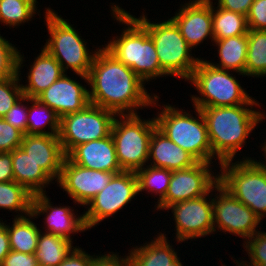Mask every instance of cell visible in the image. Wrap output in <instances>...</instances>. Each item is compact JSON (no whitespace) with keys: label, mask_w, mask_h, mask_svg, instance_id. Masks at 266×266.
I'll list each match as a JSON object with an SVG mask.
<instances>
[{"label":"cell","mask_w":266,"mask_h":266,"mask_svg":"<svg viewBox=\"0 0 266 266\" xmlns=\"http://www.w3.org/2000/svg\"><path fill=\"white\" fill-rule=\"evenodd\" d=\"M18 48L0 34V81L18 74Z\"/></svg>","instance_id":"cell-36"},{"label":"cell","mask_w":266,"mask_h":266,"mask_svg":"<svg viewBox=\"0 0 266 266\" xmlns=\"http://www.w3.org/2000/svg\"><path fill=\"white\" fill-rule=\"evenodd\" d=\"M24 133L0 118V152H11L20 147Z\"/></svg>","instance_id":"cell-38"},{"label":"cell","mask_w":266,"mask_h":266,"mask_svg":"<svg viewBox=\"0 0 266 266\" xmlns=\"http://www.w3.org/2000/svg\"><path fill=\"white\" fill-rule=\"evenodd\" d=\"M197 162L191 154L172 142L157 127L154 129L150 140L147 165L173 171L189 168Z\"/></svg>","instance_id":"cell-21"},{"label":"cell","mask_w":266,"mask_h":266,"mask_svg":"<svg viewBox=\"0 0 266 266\" xmlns=\"http://www.w3.org/2000/svg\"><path fill=\"white\" fill-rule=\"evenodd\" d=\"M14 181L12 151L0 152V182Z\"/></svg>","instance_id":"cell-44"},{"label":"cell","mask_w":266,"mask_h":266,"mask_svg":"<svg viewBox=\"0 0 266 266\" xmlns=\"http://www.w3.org/2000/svg\"><path fill=\"white\" fill-rule=\"evenodd\" d=\"M45 11L43 22L48 29L49 38L42 47L58 61L64 73L70 69L74 73L72 75H78L88 84L92 61L102 45L95 47L94 51L88 49L87 41L74 28V24L58 15L51 7H45Z\"/></svg>","instance_id":"cell-5"},{"label":"cell","mask_w":266,"mask_h":266,"mask_svg":"<svg viewBox=\"0 0 266 266\" xmlns=\"http://www.w3.org/2000/svg\"><path fill=\"white\" fill-rule=\"evenodd\" d=\"M260 266H266V259H264V263H262Z\"/></svg>","instance_id":"cell-49"},{"label":"cell","mask_w":266,"mask_h":266,"mask_svg":"<svg viewBox=\"0 0 266 266\" xmlns=\"http://www.w3.org/2000/svg\"><path fill=\"white\" fill-rule=\"evenodd\" d=\"M29 104L26 134L58 135L60 117L57 113L36 98H31Z\"/></svg>","instance_id":"cell-28"},{"label":"cell","mask_w":266,"mask_h":266,"mask_svg":"<svg viewBox=\"0 0 266 266\" xmlns=\"http://www.w3.org/2000/svg\"><path fill=\"white\" fill-rule=\"evenodd\" d=\"M14 181L24 186L31 194H44L46 188L54 181L21 148L12 151Z\"/></svg>","instance_id":"cell-24"},{"label":"cell","mask_w":266,"mask_h":266,"mask_svg":"<svg viewBox=\"0 0 266 266\" xmlns=\"http://www.w3.org/2000/svg\"><path fill=\"white\" fill-rule=\"evenodd\" d=\"M212 0V28L214 40L245 35L249 28L247 17L233 11L215 6Z\"/></svg>","instance_id":"cell-29"},{"label":"cell","mask_w":266,"mask_h":266,"mask_svg":"<svg viewBox=\"0 0 266 266\" xmlns=\"http://www.w3.org/2000/svg\"><path fill=\"white\" fill-rule=\"evenodd\" d=\"M19 50L18 53V74L6 80L0 81V118H3L6 113L12 108L17 100L23 95L21 80L23 75L21 72L25 61V55Z\"/></svg>","instance_id":"cell-34"},{"label":"cell","mask_w":266,"mask_h":266,"mask_svg":"<svg viewBox=\"0 0 266 266\" xmlns=\"http://www.w3.org/2000/svg\"><path fill=\"white\" fill-rule=\"evenodd\" d=\"M180 260H181V258L178 257L174 262H172V263L170 264V266H184V262H181ZM182 263H183V264H182Z\"/></svg>","instance_id":"cell-47"},{"label":"cell","mask_w":266,"mask_h":266,"mask_svg":"<svg viewBox=\"0 0 266 266\" xmlns=\"http://www.w3.org/2000/svg\"><path fill=\"white\" fill-rule=\"evenodd\" d=\"M73 248V241L41 230L34 255L38 266H58Z\"/></svg>","instance_id":"cell-27"},{"label":"cell","mask_w":266,"mask_h":266,"mask_svg":"<svg viewBox=\"0 0 266 266\" xmlns=\"http://www.w3.org/2000/svg\"><path fill=\"white\" fill-rule=\"evenodd\" d=\"M265 140H266V138H265ZM265 140H264V143L262 141V143L260 144L261 146H258V147H260L261 152L263 151L262 156L264 157V158H262L263 160L258 159V161L266 168V141Z\"/></svg>","instance_id":"cell-46"},{"label":"cell","mask_w":266,"mask_h":266,"mask_svg":"<svg viewBox=\"0 0 266 266\" xmlns=\"http://www.w3.org/2000/svg\"><path fill=\"white\" fill-rule=\"evenodd\" d=\"M138 195V180L135 172L122 171L115 174L109 184L84 207L87 208V211L84 209L82 212L86 229L89 231L104 219L115 216Z\"/></svg>","instance_id":"cell-11"},{"label":"cell","mask_w":266,"mask_h":266,"mask_svg":"<svg viewBox=\"0 0 266 266\" xmlns=\"http://www.w3.org/2000/svg\"><path fill=\"white\" fill-rule=\"evenodd\" d=\"M219 8L247 16L254 0H215Z\"/></svg>","instance_id":"cell-43"},{"label":"cell","mask_w":266,"mask_h":266,"mask_svg":"<svg viewBox=\"0 0 266 266\" xmlns=\"http://www.w3.org/2000/svg\"><path fill=\"white\" fill-rule=\"evenodd\" d=\"M159 99V95H156L151 105L157 110L158 106L160 109L163 107L154 115L157 128L198 162L218 163L214 166L216 168L220 166L221 162L212 153L207 123L200 108L193 106V116L190 111L179 109L176 105L167 103L161 106Z\"/></svg>","instance_id":"cell-4"},{"label":"cell","mask_w":266,"mask_h":266,"mask_svg":"<svg viewBox=\"0 0 266 266\" xmlns=\"http://www.w3.org/2000/svg\"><path fill=\"white\" fill-rule=\"evenodd\" d=\"M64 73L57 81L40 93L36 99L49 106L61 118L66 114L83 110L89 102L88 85L76 81Z\"/></svg>","instance_id":"cell-18"},{"label":"cell","mask_w":266,"mask_h":266,"mask_svg":"<svg viewBox=\"0 0 266 266\" xmlns=\"http://www.w3.org/2000/svg\"><path fill=\"white\" fill-rule=\"evenodd\" d=\"M30 101V97L22 95L3 117L7 123L24 134H26L27 130L28 104Z\"/></svg>","instance_id":"cell-37"},{"label":"cell","mask_w":266,"mask_h":266,"mask_svg":"<svg viewBox=\"0 0 266 266\" xmlns=\"http://www.w3.org/2000/svg\"><path fill=\"white\" fill-rule=\"evenodd\" d=\"M248 48L245 77H266V30H252L248 33Z\"/></svg>","instance_id":"cell-32"},{"label":"cell","mask_w":266,"mask_h":266,"mask_svg":"<svg viewBox=\"0 0 266 266\" xmlns=\"http://www.w3.org/2000/svg\"><path fill=\"white\" fill-rule=\"evenodd\" d=\"M243 247L248 254L249 260L238 258L235 261L241 266H260L266 259V232L257 231L251 238L242 243Z\"/></svg>","instance_id":"cell-35"},{"label":"cell","mask_w":266,"mask_h":266,"mask_svg":"<svg viewBox=\"0 0 266 266\" xmlns=\"http://www.w3.org/2000/svg\"><path fill=\"white\" fill-rule=\"evenodd\" d=\"M233 263H235L236 266H241V265H239L235 260L233 261ZM220 265H221V266H227V265H225V264H223V263H221Z\"/></svg>","instance_id":"cell-48"},{"label":"cell","mask_w":266,"mask_h":266,"mask_svg":"<svg viewBox=\"0 0 266 266\" xmlns=\"http://www.w3.org/2000/svg\"><path fill=\"white\" fill-rule=\"evenodd\" d=\"M88 85L89 102L117 115L140 114L139 109H151L157 95L148 93L146 83L103 46L92 61Z\"/></svg>","instance_id":"cell-1"},{"label":"cell","mask_w":266,"mask_h":266,"mask_svg":"<svg viewBox=\"0 0 266 266\" xmlns=\"http://www.w3.org/2000/svg\"><path fill=\"white\" fill-rule=\"evenodd\" d=\"M20 147L55 183L59 180L66 155L58 135L24 134Z\"/></svg>","instance_id":"cell-19"},{"label":"cell","mask_w":266,"mask_h":266,"mask_svg":"<svg viewBox=\"0 0 266 266\" xmlns=\"http://www.w3.org/2000/svg\"><path fill=\"white\" fill-rule=\"evenodd\" d=\"M233 74L234 71L230 73L229 70L216 68L202 57L187 81L199 95H190L192 106L205 108L259 104Z\"/></svg>","instance_id":"cell-6"},{"label":"cell","mask_w":266,"mask_h":266,"mask_svg":"<svg viewBox=\"0 0 266 266\" xmlns=\"http://www.w3.org/2000/svg\"><path fill=\"white\" fill-rule=\"evenodd\" d=\"M145 14L142 12L141 16L135 18L147 29L154 42L162 68V77L171 76L188 81L202 57L192 54L193 49L187 44L179 27L171 18L156 23L150 21L151 19Z\"/></svg>","instance_id":"cell-7"},{"label":"cell","mask_w":266,"mask_h":266,"mask_svg":"<svg viewBox=\"0 0 266 266\" xmlns=\"http://www.w3.org/2000/svg\"><path fill=\"white\" fill-rule=\"evenodd\" d=\"M141 116L117 115L112 125L111 136L123 171L136 172L148 163L151 135L157 124L155 117L143 119Z\"/></svg>","instance_id":"cell-9"},{"label":"cell","mask_w":266,"mask_h":266,"mask_svg":"<svg viewBox=\"0 0 266 266\" xmlns=\"http://www.w3.org/2000/svg\"><path fill=\"white\" fill-rule=\"evenodd\" d=\"M114 175L112 172L84 168L66 156L56 184L73 200L74 206L83 208L109 184Z\"/></svg>","instance_id":"cell-15"},{"label":"cell","mask_w":266,"mask_h":266,"mask_svg":"<svg viewBox=\"0 0 266 266\" xmlns=\"http://www.w3.org/2000/svg\"><path fill=\"white\" fill-rule=\"evenodd\" d=\"M33 194L15 181L0 182V210L14 211V218L31 214ZM18 214V215H17Z\"/></svg>","instance_id":"cell-30"},{"label":"cell","mask_w":266,"mask_h":266,"mask_svg":"<svg viewBox=\"0 0 266 266\" xmlns=\"http://www.w3.org/2000/svg\"><path fill=\"white\" fill-rule=\"evenodd\" d=\"M213 164L197 162L189 168L173 170L166 195L155 209L165 211L174 203L206 195L219 182V173Z\"/></svg>","instance_id":"cell-14"},{"label":"cell","mask_w":266,"mask_h":266,"mask_svg":"<svg viewBox=\"0 0 266 266\" xmlns=\"http://www.w3.org/2000/svg\"><path fill=\"white\" fill-rule=\"evenodd\" d=\"M33 59L35 60L32 65L29 64V71L26 73L27 80L24 84L21 81L23 95L30 98H36L64 74L58 61L43 47Z\"/></svg>","instance_id":"cell-22"},{"label":"cell","mask_w":266,"mask_h":266,"mask_svg":"<svg viewBox=\"0 0 266 266\" xmlns=\"http://www.w3.org/2000/svg\"><path fill=\"white\" fill-rule=\"evenodd\" d=\"M260 104L200 108L207 123L213 155L222 163L236 159L257 125L266 119ZM255 107V108H254Z\"/></svg>","instance_id":"cell-2"},{"label":"cell","mask_w":266,"mask_h":266,"mask_svg":"<svg viewBox=\"0 0 266 266\" xmlns=\"http://www.w3.org/2000/svg\"><path fill=\"white\" fill-rule=\"evenodd\" d=\"M213 192L214 234L220 231L224 235L229 233L241 237L244 243L262 229L259 217L219 182L213 187Z\"/></svg>","instance_id":"cell-12"},{"label":"cell","mask_w":266,"mask_h":266,"mask_svg":"<svg viewBox=\"0 0 266 266\" xmlns=\"http://www.w3.org/2000/svg\"><path fill=\"white\" fill-rule=\"evenodd\" d=\"M11 251L9 237L7 233V228L5 223L0 220V265L2 264L4 258Z\"/></svg>","instance_id":"cell-45"},{"label":"cell","mask_w":266,"mask_h":266,"mask_svg":"<svg viewBox=\"0 0 266 266\" xmlns=\"http://www.w3.org/2000/svg\"><path fill=\"white\" fill-rule=\"evenodd\" d=\"M37 3V0H0V23L17 29L23 23H30L36 14L41 18Z\"/></svg>","instance_id":"cell-31"},{"label":"cell","mask_w":266,"mask_h":266,"mask_svg":"<svg viewBox=\"0 0 266 266\" xmlns=\"http://www.w3.org/2000/svg\"><path fill=\"white\" fill-rule=\"evenodd\" d=\"M183 4H180L179 11L171 19L179 27L187 44L195 51L205 40L214 41L212 0H190Z\"/></svg>","instance_id":"cell-17"},{"label":"cell","mask_w":266,"mask_h":266,"mask_svg":"<svg viewBox=\"0 0 266 266\" xmlns=\"http://www.w3.org/2000/svg\"><path fill=\"white\" fill-rule=\"evenodd\" d=\"M213 46L217 48V60L219 62H208L219 69L234 71L245 77V65L248 48V35L232 36L225 39L214 40Z\"/></svg>","instance_id":"cell-25"},{"label":"cell","mask_w":266,"mask_h":266,"mask_svg":"<svg viewBox=\"0 0 266 266\" xmlns=\"http://www.w3.org/2000/svg\"><path fill=\"white\" fill-rule=\"evenodd\" d=\"M34 219L31 214L21 218H13L12 225L6 220H2L7 228L11 250L25 254L35 253L41 229L37 226L40 224H36Z\"/></svg>","instance_id":"cell-26"},{"label":"cell","mask_w":266,"mask_h":266,"mask_svg":"<svg viewBox=\"0 0 266 266\" xmlns=\"http://www.w3.org/2000/svg\"><path fill=\"white\" fill-rule=\"evenodd\" d=\"M212 195L213 188L206 195L174 203L165 209L173 214L170 219L175 223L173 231L177 244L214 234Z\"/></svg>","instance_id":"cell-13"},{"label":"cell","mask_w":266,"mask_h":266,"mask_svg":"<svg viewBox=\"0 0 266 266\" xmlns=\"http://www.w3.org/2000/svg\"><path fill=\"white\" fill-rule=\"evenodd\" d=\"M73 163L87 169L121 173L111 134L105 138L79 144L66 155Z\"/></svg>","instance_id":"cell-20"},{"label":"cell","mask_w":266,"mask_h":266,"mask_svg":"<svg viewBox=\"0 0 266 266\" xmlns=\"http://www.w3.org/2000/svg\"><path fill=\"white\" fill-rule=\"evenodd\" d=\"M135 173L138 180V194L143 195L142 192L145 191L144 193L147 192V195L151 192V195L154 194L153 197L159 196L158 199H155L157 202L154 206H156L166 195L172 170L146 165Z\"/></svg>","instance_id":"cell-33"},{"label":"cell","mask_w":266,"mask_h":266,"mask_svg":"<svg viewBox=\"0 0 266 266\" xmlns=\"http://www.w3.org/2000/svg\"><path fill=\"white\" fill-rule=\"evenodd\" d=\"M109 7H111L112 20L125 26L119 36H112V39L102 46L117 60L131 68L146 84L162 78V68L156 48L147 29L135 18V15L119 4L114 2Z\"/></svg>","instance_id":"cell-3"},{"label":"cell","mask_w":266,"mask_h":266,"mask_svg":"<svg viewBox=\"0 0 266 266\" xmlns=\"http://www.w3.org/2000/svg\"><path fill=\"white\" fill-rule=\"evenodd\" d=\"M167 234L160 231L149 242L139 244L128 250L132 266H170L180 254L173 248ZM179 255V256H178Z\"/></svg>","instance_id":"cell-23"},{"label":"cell","mask_w":266,"mask_h":266,"mask_svg":"<svg viewBox=\"0 0 266 266\" xmlns=\"http://www.w3.org/2000/svg\"><path fill=\"white\" fill-rule=\"evenodd\" d=\"M116 116L111 110L89 103L83 110L61 117L58 136L64 154L79 144L109 136Z\"/></svg>","instance_id":"cell-10"},{"label":"cell","mask_w":266,"mask_h":266,"mask_svg":"<svg viewBox=\"0 0 266 266\" xmlns=\"http://www.w3.org/2000/svg\"><path fill=\"white\" fill-rule=\"evenodd\" d=\"M106 253V254H105ZM92 266H132L128 254L121 256L117 252H104L95 257Z\"/></svg>","instance_id":"cell-41"},{"label":"cell","mask_w":266,"mask_h":266,"mask_svg":"<svg viewBox=\"0 0 266 266\" xmlns=\"http://www.w3.org/2000/svg\"><path fill=\"white\" fill-rule=\"evenodd\" d=\"M97 255L88 254L84 248L76 245L58 266H92Z\"/></svg>","instance_id":"cell-40"},{"label":"cell","mask_w":266,"mask_h":266,"mask_svg":"<svg viewBox=\"0 0 266 266\" xmlns=\"http://www.w3.org/2000/svg\"><path fill=\"white\" fill-rule=\"evenodd\" d=\"M0 266H38V264L34 254L11 250Z\"/></svg>","instance_id":"cell-42"},{"label":"cell","mask_w":266,"mask_h":266,"mask_svg":"<svg viewBox=\"0 0 266 266\" xmlns=\"http://www.w3.org/2000/svg\"><path fill=\"white\" fill-rule=\"evenodd\" d=\"M246 17L249 29L266 30V0H254Z\"/></svg>","instance_id":"cell-39"},{"label":"cell","mask_w":266,"mask_h":266,"mask_svg":"<svg viewBox=\"0 0 266 266\" xmlns=\"http://www.w3.org/2000/svg\"><path fill=\"white\" fill-rule=\"evenodd\" d=\"M48 194L33 195L31 203V215L37 219L44 215L43 231L73 240V234L87 231L84 224L83 214L78 210L66 205H53ZM62 205V206H61ZM76 213H75V211Z\"/></svg>","instance_id":"cell-16"},{"label":"cell","mask_w":266,"mask_h":266,"mask_svg":"<svg viewBox=\"0 0 266 266\" xmlns=\"http://www.w3.org/2000/svg\"><path fill=\"white\" fill-rule=\"evenodd\" d=\"M218 168L219 183L263 222L266 217V168L256 158L247 156L238 161L222 162Z\"/></svg>","instance_id":"cell-8"}]
</instances>
